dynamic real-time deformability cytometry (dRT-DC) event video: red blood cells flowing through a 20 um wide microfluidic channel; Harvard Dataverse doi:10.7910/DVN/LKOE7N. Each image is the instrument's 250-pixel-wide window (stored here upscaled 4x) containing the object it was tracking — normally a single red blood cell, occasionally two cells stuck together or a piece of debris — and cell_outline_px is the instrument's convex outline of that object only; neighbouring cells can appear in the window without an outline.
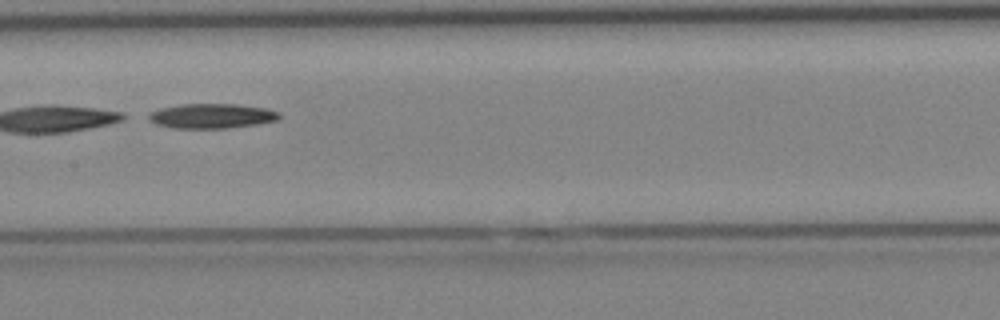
{"species": "Egyptian fruit bat (a non-hibernating species)", "species_latin": "Rousettus aegyptiacus", "temperature_condition": "cold", "stored_images_in_passage": 36, "camera_frame_rate_fps": 3000, "um_per_image_px": 0.085, "animal": {"sex": "female"}, "frame": {"image": 1, "passage_image": 16, "time_ms": 5.0, "image_size_px": [1000, 320], "cell_outline_px": [[280, 120], [256, 124], [228, 128], [172, 128], [156, 124], [148, 120], [144, 116], [160, 108], [180, 104], [236, 104], [264, 108], [280, 112]], "centroid_in_image_um": [17.97, 9.86], "position_along_channel_um": 189.4, "area_um2": 18.96}}